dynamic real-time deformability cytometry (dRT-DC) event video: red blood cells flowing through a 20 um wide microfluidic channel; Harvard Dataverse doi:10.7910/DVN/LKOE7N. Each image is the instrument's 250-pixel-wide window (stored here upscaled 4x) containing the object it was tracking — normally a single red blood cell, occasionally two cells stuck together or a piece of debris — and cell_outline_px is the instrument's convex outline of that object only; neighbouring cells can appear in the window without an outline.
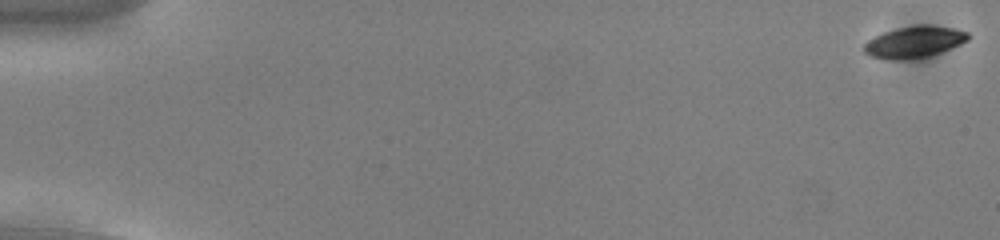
{"species": "common noctule bat (a hibernating species)", "species_latin": "Nyctalus noctula", "temperature_condition": "cold", "stored_images_in_passage": 9, "camera_frame_rate_fps": 3000, "um_per_image_px": 0.085, "animal": {"sex": "male", "body_mass_g": 13.0, "forearm_length_mm": 53.1}, "frame": {"image": 1, "passage_image": 1, "time_ms": 0.0, "image_size_px": [1000, 240], "cell_outline_px": [[968, 40], [960, 44], [940, 52], [928, 56], [908, 60], [888, 60], [868, 56], [860, 48], [868, 40], [884, 32], [896, 28], [916, 24], [928, 24], [952, 28], [968, 32]], "centroid_in_image_um": [77.65, 3.57], "position_along_channel_um": 7.4, "area_um2": 19.36}}